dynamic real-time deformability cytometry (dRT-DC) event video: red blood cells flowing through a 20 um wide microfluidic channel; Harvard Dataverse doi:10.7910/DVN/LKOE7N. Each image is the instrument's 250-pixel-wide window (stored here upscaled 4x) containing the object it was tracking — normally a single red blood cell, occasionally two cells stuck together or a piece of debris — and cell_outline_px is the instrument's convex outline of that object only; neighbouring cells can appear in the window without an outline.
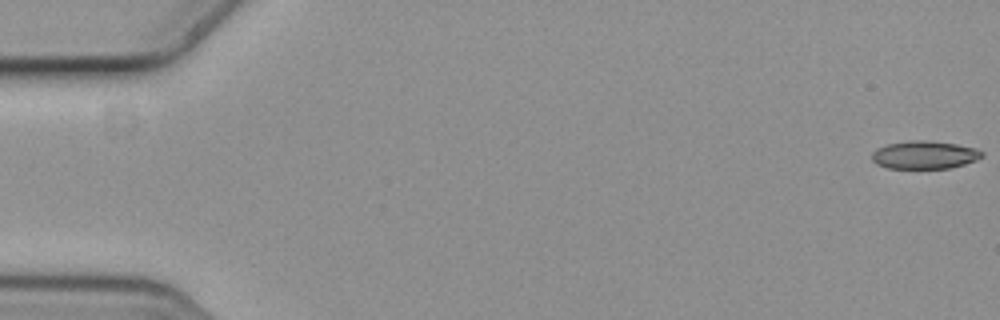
{"species": "common noctule bat (a hibernating species)", "species_latin": "Nyctalus noctula", "temperature_condition": "cold", "stored_images_in_passage": 5, "camera_frame_rate_fps": 3000, "um_per_image_px": 0.085, "animal": {"sex": "female", "body_mass_g": 19.3, "forearm_length_mm": 54.1}, "frame": {"image": 1, "passage_image": 1, "time_ms": 0.0, "image_size_px": [1000, 320], "cell_outline_px": [[984, 156], [976, 160], [964, 164], [948, 168], [888, 168], [876, 164], [872, 160], [872, 152], [876, 148], [888, 144], [908, 140], [928, 140], [956, 144], [976, 148], [984, 152]], "centroid_in_image_um": [78.58, 13.16], "position_along_channel_um": 6.4, "area_um2": 18.03}}
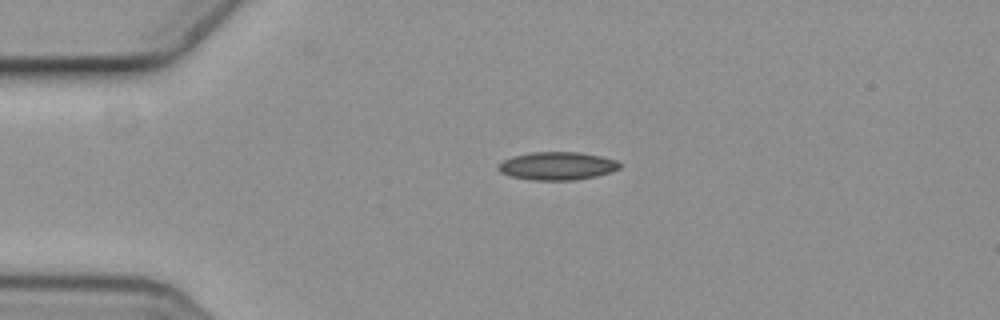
{"frame": {"image": 2, "passage_image": 4, "time_ms": 1.0, "image_size_px": [1000, 320], "cell_outline_px": [[620, 168], [596, 176], [576, 180], [532, 180], [508, 176], [500, 172], [496, 168], [504, 160], [512, 156], [532, 152], [580, 152], [600, 156], [616, 160], [620, 164]], "centroid_in_image_um": [47.33, 14.1], "position_along_channel_um": 37.7, "area_um2": 19.83}}
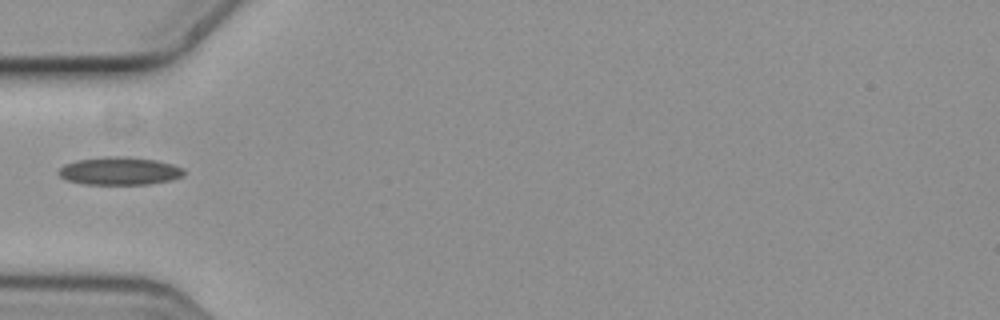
{"frame": {"image": 3, "passage_image": 5, "time_ms": 1.333, "image_size_px": [1000, 320], "cell_outline_px": [[184, 176], [172, 180], [148, 184], [84, 184], [64, 180], [56, 172], [64, 164], [76, 160], [108, 156], [128, 156], [156, 160], [172, 164], [184, 168]], "centroid_in_image_um": [10.15, 14.53], "position_along_channel_um": 74.9, "area_um2": 20.63}}